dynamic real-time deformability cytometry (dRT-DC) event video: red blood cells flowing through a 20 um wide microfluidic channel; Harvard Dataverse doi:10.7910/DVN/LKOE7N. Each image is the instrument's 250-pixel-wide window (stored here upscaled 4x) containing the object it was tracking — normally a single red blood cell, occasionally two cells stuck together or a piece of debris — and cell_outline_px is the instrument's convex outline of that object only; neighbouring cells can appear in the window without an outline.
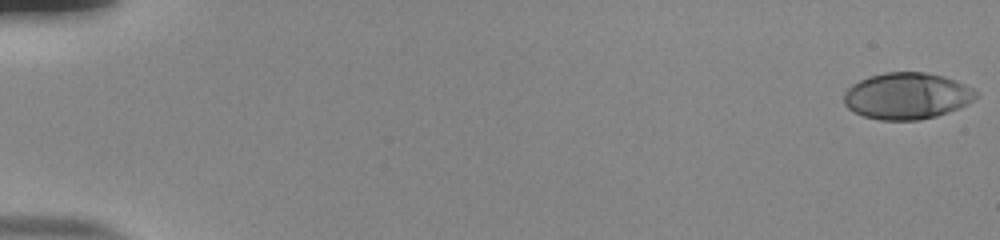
{"species": "human", "species_latin": "Homo sapiens", "temperature_condition": "room temperature", "stored_images_in_passage": 54, "camera_frame_rate_fps": 3000, "um_per_image_px": 0.085, "donor": {"sex": "male"}, "frame": {"image": 1, "passage_image": 1, "time_ms": 0.0, "image_size_px": [1000, 240], "cell_outline_px": [[976, 96], [968, 104], [960, 108], [936, 116], [920, 120], [880, 120], [864, 116], [852, 112], [844, 104], [844, 92], [852, 84], [868, 76], [884, 72], [924, 72], [944, 76], [956, 80], [972, 88], [976, 92]], "centroid_in_image_um": [77.06, 8.15], "position_along_channel_um": 7.9, "area_um2": 35.95}}
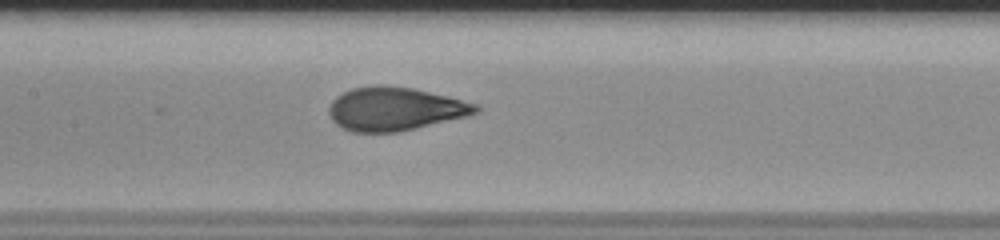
{"frame": {"image": 2, "passage_image": 28, "time_ms": 9.0, "image_size_px": [1000, 240], "cell_outline_px": [[480, 112], [468, 116], [400, 132], [352, 132], [336, 124], [332, 120], [328, 112], [328, 108], [332, 100], [336, 96], [352, 88], [376, 84], [380, 84], [412, 88], [480, 104]], "centroid_in_image_um": [33.58, 9.25], "position_along_channel_um": 173.8, "area_um2": 37.4}}
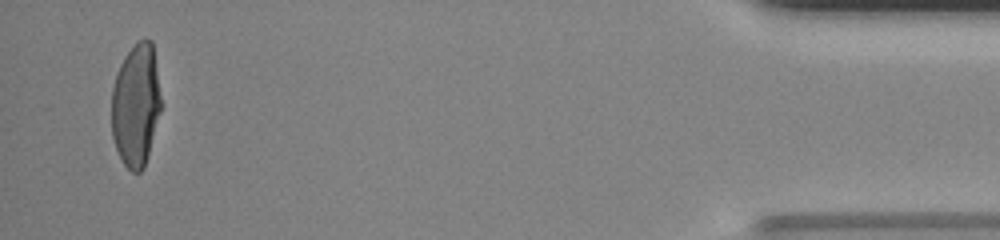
{"frame": {"image": 3, "passage_image": 53, "time_ms": 17.333, "image_size_px": [1000, 240], "cell_outline_px": [[160, 112], [144, 168], [140, 172], [132, 172], [124, 164], [116, 148], [112, 136], [112, 88], [116, 72], [124, 56], [140, 40], [152, 40], [160, 96]], "centroid_in_image_um": [11.53, 8.95], "position_along_channel_um": 423.7, "area_um2": 34.91}, "authors_computed_cell_mechanics": {"area_um2": 36.2117, "velocity_mm_per_s": 3.8573, "shape_relaxation_time_tau1_ms": 6.4338, "shape_relaxation_time_tau2_ms": null, "deformation_change_tau1": 0.2579, "deformation_change_tau2": null}}